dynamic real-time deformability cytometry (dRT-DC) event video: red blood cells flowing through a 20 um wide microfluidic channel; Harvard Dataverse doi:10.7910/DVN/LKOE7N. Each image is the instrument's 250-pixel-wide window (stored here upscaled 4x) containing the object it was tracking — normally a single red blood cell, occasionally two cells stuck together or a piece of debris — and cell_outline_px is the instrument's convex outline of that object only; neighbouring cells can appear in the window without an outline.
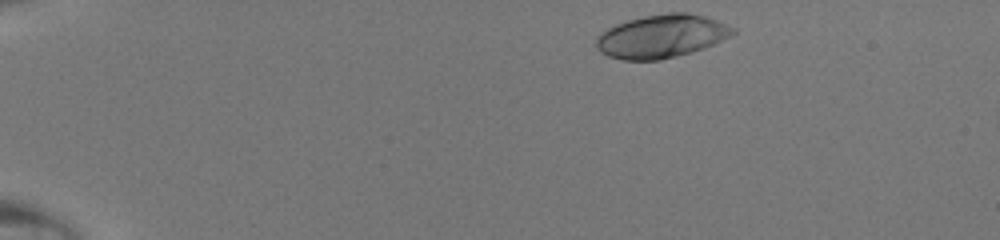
{"species": "human", "species_latin": "Homo sapiens", "temperature_condition": "room temperature", "stored_images_in_passage": 10, "camera_frame_rate_fps": 3000, "um_per_image_px": 0.085, "donor": {"sex": "male"}, "frame": {"image": 1, "passage_image": 1, "time_ms": 0.0, "image_size_px": [1000, 240], "cell_outline_px": [[736, 32], [704, 48], [692, 52], [660, 60], [624, 60], [608, 56], [600, 52], [596, 48], [596, 36], [600, 32], [616, 24], [628, 20], [644, 16], [668, 12], [688, 12], [704, 16], [716, 20], [736, 28]], "centroid_in_image_um": [56.19, 3.08], "position_along_channel_um": 28.8, "area_um2": 34.39}}